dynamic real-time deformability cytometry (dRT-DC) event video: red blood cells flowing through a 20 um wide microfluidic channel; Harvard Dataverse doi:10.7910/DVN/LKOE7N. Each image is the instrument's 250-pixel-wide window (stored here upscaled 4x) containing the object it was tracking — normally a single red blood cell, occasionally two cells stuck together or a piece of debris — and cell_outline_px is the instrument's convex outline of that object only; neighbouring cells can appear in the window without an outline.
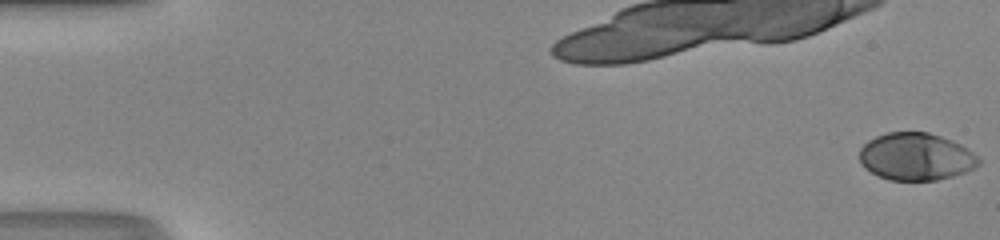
{"species": "human", "species_latin": "Homo sapiens", "temperature_condition": "room temperature", "stored_images_in_passage": 51, "camera_frame_rate_fps": 3000, "um_per_image_px": 0.085, "donor": {"sex": "male"}, "frame": {"image": 1, "passage_image": 1, "time_ms": 0.0, "image_size_px": [1000, 240], "cell_outline_px": [[980, 164], [964, 172], [952, 176], [936, 180], [888, 180], [864, 168], [860, 160], [860, 148], [868, 140], [876, 136], [888, 132], [928, 132], [952, 140], [968, 148], [980, 160]], "centroid_in_image_um": [77.84, 13.31], "position_along_channel_um": 7.2, "area_um2": 32.77}}
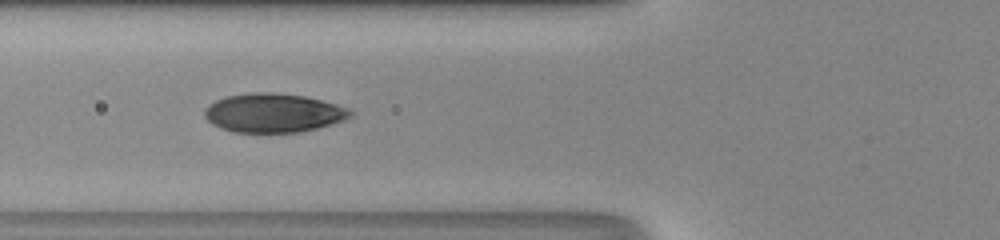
{"frame": {"image": 2, "passage_image": 21, "time_ms": 6.667, "image_size_px": [1000, 240], "cell_outline_px": [[356, 112], [352, 116], [344, 120], [332, 124], [300, 132], [232, 132], [220, 128], [212, 124], [204, 116], [204, 112], [208, 104], [216, 100], [228, 96], [252, 92], [268, 92], [304, 96], [336, 104], [348, 108]], "centroid_in_image_um": [23.24, 9.6], "position_along_channel_um": 102.6, "area_um2": 33.06}}
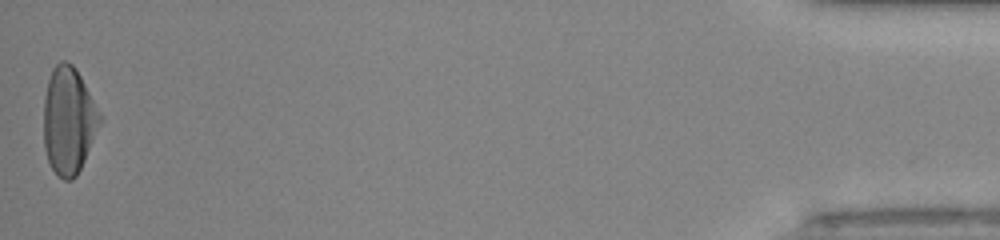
{"frame": {"image": 3, "passage_image": 51, "time_ms": 16.667, "image_size_px": [1000, 240], "cell_outline_px": [[104, 120], [76, 176], [72, 180], [64, 180], [52, 168], [48, 160], [44, 148], [44, 100], [48, 80], [52, 68], [60, 60], [64, 60], [72, 64], [76, 68], [100, 112]], "centroid_in_image_um": [5.85, 10.23], "position_along_channel_um": 429.4, "area_um2": 35.14}, "authors_computed_cell_mechanics": {"area_um2": 33.2928, "velocity_mm_per_s": 4.203, "shape_relaxation_time_tau1_ms": 3.5474, "shape_relaxation_time_tau2_ms": null, "deformation_change_tau1": 0.2096, "deformation_change_tau2": null}}